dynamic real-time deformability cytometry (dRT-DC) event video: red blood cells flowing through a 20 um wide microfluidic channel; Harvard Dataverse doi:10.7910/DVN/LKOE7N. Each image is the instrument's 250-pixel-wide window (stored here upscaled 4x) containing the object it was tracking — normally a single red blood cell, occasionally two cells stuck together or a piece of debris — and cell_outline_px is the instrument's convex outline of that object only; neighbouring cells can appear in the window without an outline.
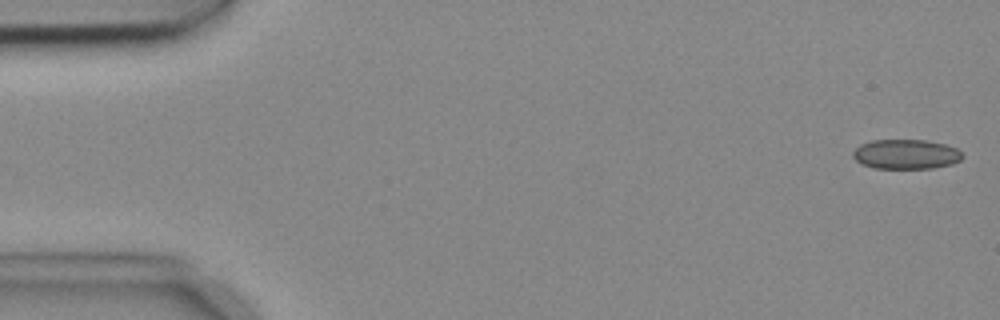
{"species": "common noctule bat (a hibernating species)", "species_latin": "Nyctalus noctula", "temperature_condition": "cold", "stored_images_in_passage": 5, "camera_frame_rate_fps": 3000, "um_per_image_px": 0.085, "animal": {"sex": "female", "body_mass_g": 18.4}, "frame": {"image": 1, "passage_image": 1, "time_ms": 0.0, "image_size_px": [1000, 320], "cell_outline_px": [[964, 156], [960, 160], [952, 164], [932, 168], [876, 168], [864, 164], [856, 160], [852, 156], [852, 152], [860, 144], [872, 140], [928, 140], [944, 144], [956, 148]], "centroid_in_image_um": [77.01, 13.1], "position_along_channel_um": 8.0, "area_um2": 18.84}}